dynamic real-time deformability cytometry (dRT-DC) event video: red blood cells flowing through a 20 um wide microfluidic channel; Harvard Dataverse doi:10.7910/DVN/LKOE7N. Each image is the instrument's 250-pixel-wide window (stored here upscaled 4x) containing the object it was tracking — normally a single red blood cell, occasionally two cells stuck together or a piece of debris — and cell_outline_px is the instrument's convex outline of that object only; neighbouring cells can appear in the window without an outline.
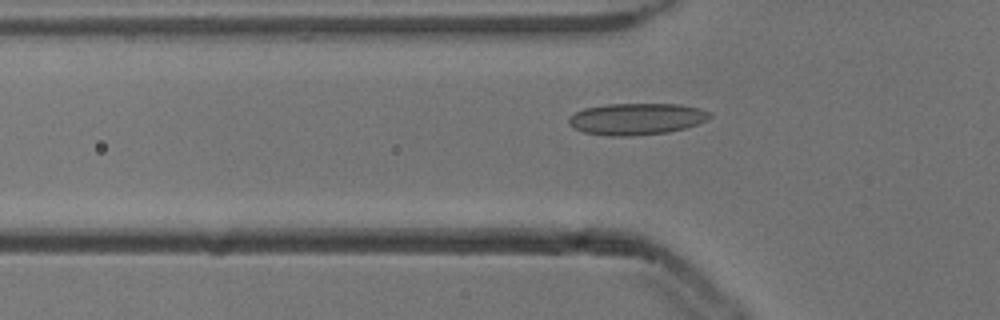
{"species": "common noctule bat (a hibernating species)", "species_latin": "Nyctalus noctula", "temperature_condition": "cold", "stored_images_in_passage": 10, "camera_frame_rate_fps": 3000, "um_per_image_px": 0.085, "animal": {"sex": "male", "body_mass_g": 13.3}, "frame": {"image": 1, "passage_image": 8, "time_ms": 2.333, "image_size_px": [1000, 320], "cell_outline_px": [[712, 116], [708, 120], [684, 128], [668, 132], [632, 136], [612, 136], [584, 132], [572, 128], [568, 124], [568, 116], [584, 108], [608, 104], [680, 104], [700, 108], [712, 112]], "centroid_in_image_um": [54.1, 10.1], "position_along_channel_um": 71.7, "area_um2": 26.18}}